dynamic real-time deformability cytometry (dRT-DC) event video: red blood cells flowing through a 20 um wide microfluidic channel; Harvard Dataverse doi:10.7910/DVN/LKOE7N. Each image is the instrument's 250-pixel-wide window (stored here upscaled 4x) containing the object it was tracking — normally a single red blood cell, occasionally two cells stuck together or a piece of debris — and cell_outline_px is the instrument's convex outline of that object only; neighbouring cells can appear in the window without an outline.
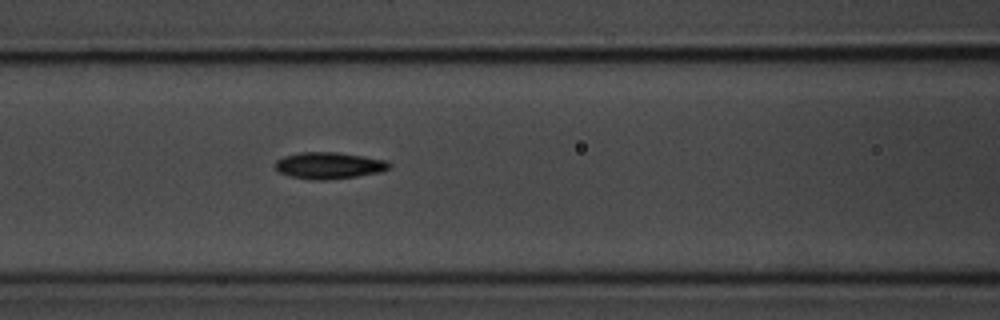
{"species": "common noctule bat (a hibernating species)", "species_latin": "Nyctalus noctula", "temperature_condition": "room temperature", "stored_images_in_passage": 19, "camera_frame_rate_fps": 3000, "um_per_image_px": 0.085, "animal": {"sex": "male", "body_mass_g": 20.1, "forearm_length_mm": 53.5}, "frame": {"image": 1, "passage_image": 9, "time_ms": 2.667, "image_size_px": [1000, 320], "cell_outline_px": [[392, 168], [380, 172], [356, 176], [328, 180], [308, 180], [288, 176], [280, 172], [276, 168], [276, 160], [284, 156], [300, 152], [336, 152], [384, 160], [392, 164]], "centroid_in_image_um": [27.95, 14.08], "position_along_channel_um": 138.6, "area_um2": 17.69}}